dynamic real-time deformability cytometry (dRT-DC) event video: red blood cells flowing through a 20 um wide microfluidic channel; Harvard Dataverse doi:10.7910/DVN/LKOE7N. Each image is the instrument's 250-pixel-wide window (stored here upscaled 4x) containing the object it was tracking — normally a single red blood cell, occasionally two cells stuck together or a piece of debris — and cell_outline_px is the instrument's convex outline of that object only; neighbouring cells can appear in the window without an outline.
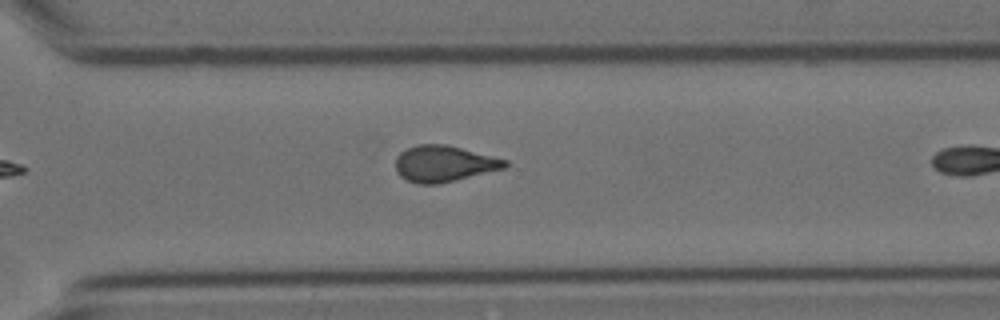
{"species": "Egyptian fruit bat (a non-hibernating species)", "species_latin": "Rousettus aegyptiacus", "temperature_condition": "cold", "stored_images_in_passage": 10, "camera_frame_rate_fps": 3000, "um_per_image_px": 0.085, "animal": {"sex": "female"}, "frame": {"image": 1, "passage_image": 10, "time_ms": 3.0, "image_size_px": [1000, 320], "cell_outline_px": [[508, 168], [440, 184], [420, 184], [408, 180], [400, 176], [396, 172], [396, 156], [400, 152], [416, 144], [448, 144], [508, 160]], "centroid_in_image_um": [37.77, 13.91], "position_along_channel_um": 332.8, "area_um2": 23.41}}